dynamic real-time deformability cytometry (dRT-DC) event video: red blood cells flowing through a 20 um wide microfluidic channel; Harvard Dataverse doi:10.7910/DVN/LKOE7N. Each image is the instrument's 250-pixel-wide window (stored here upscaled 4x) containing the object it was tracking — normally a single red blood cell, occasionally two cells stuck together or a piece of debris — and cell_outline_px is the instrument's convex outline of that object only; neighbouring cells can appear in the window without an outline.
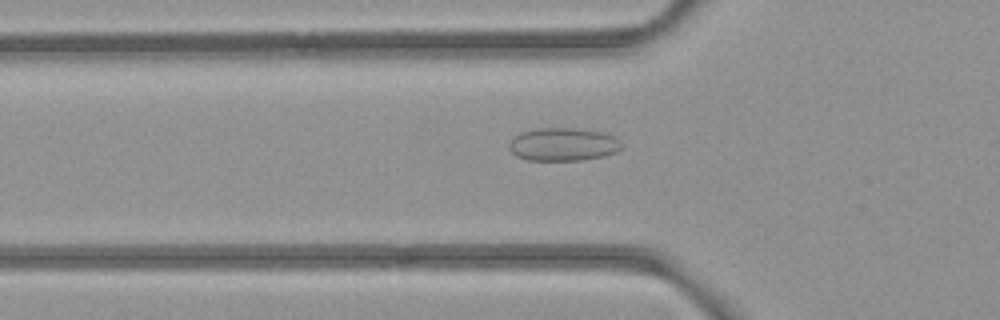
{"species": "common noctule bat (a hibernating species)", "species_latin": "Nyctalus noctula", "temperature_condition": "room temperature", "stored_images_in_passage": 48, "camera_frame_rate_fps": 3000, "um_per_image_px": 0.085, "animal": {"sex": "female", "body_mass_g": 21.9}, "frame": {"image": 1, "passage_image": 18, "time_ms": 5.667, "image_size_px": [1000, 320], "cell_outline_px": [[624, 148], [616, 152], [604, 156], [584, 160], [528, 160], [516, 156], [508, 148], [508, 144], [520, 132], [532, 128], [572, 128], [604, 132], [616, 136], [620, 140]], "centroid_in_image_um": [47.9, 12.27], "position_along_channel_um": 77.9, "area_um2": 22.02}}
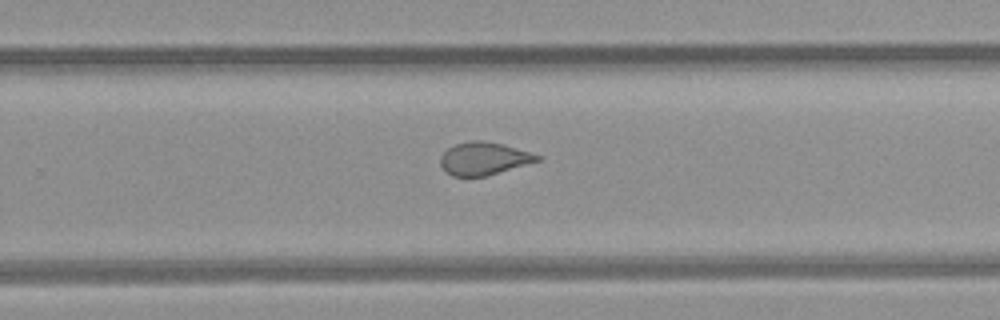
{"frame": {"image": 2, "passage_image": 34, "time_ms": 11.0, "image_size_px": [1000, 320], "cell_outline_px": [[544, 156], [540, 160], [484, 176], [452, 176], [440, 164], [440, 156], [448, 148], [456, 144], [472, 140], [484, 140], [504, 144]], "centroid_in_image_um": [41.14, 13.45], "position_along_channel_um": 288.7, "area_um2": 18.32}}
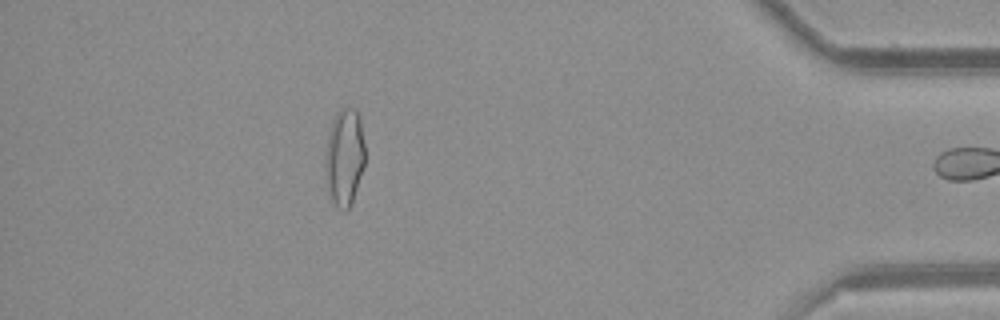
{"frame": {"image": 3, "passage_image": 47, "time_ms": 15.333, "image_size_px": [1000, 320], "cell_outline_px": [[364, 164], [352, 204], [344, 212], [332, 200], [328, 192], [324, 168], [324, 152], [332, 120], [336, 112], [340, 108], [356, 108], [360, 116], [364, 144]], "centroid_in_image_um": [29.26, 13.33], "position_along_channel_um": 405.9, "area_um2": 22.83}, "authors_computed_cell_mechanics": {"area_um2": 20.2878, "velocity_mm_per_s": 3.9365, "shape_relaxation_time_tau1_ms": null, "shape_relaxation_time_tau2_ms": 0.7903, "deformation_change_tau1": null, "deformation_change_tau2": 0.0661}}